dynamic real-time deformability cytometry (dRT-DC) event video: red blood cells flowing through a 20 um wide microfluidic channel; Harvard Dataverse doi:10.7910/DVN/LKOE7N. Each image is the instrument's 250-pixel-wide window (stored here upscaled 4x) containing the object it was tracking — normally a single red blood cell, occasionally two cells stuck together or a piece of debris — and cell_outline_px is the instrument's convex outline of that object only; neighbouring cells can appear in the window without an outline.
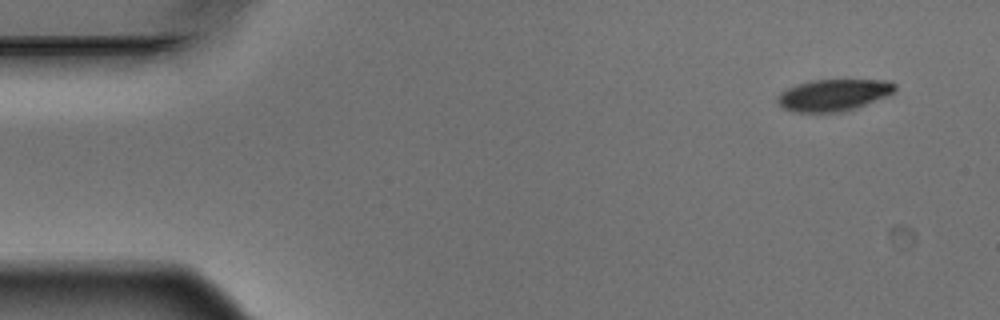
{"species": "Egyptian fruit bat (a non-hibernating species)", "species_latin": "Rousettus aegyptiacus", "temperature_condition": "warm", "stored_images_in_passage": 5, "segment_of_instrument_passage": [2, 2], "camera_frame_rate_fps": 3000, "um_per_image_px": 0.085, "animal": {"sex": "male"}, "frame": {"image": 1, "passage_image": 5, "time_ms": 1.333, "image_size_px": [1000, 320], "cell_outline_px": [[896, 88], [892, 92], [884, 96], [856, 108], [844, 112], [792, 112], [784, 108], [776, 100], [780, 92], [788, 88], [812, 80], [888, 80], [896, 84]], "centroid_in_image_um": [70.83, 8.08], "position_along_channel_um": 14.2, "area_um2": 21.44}}